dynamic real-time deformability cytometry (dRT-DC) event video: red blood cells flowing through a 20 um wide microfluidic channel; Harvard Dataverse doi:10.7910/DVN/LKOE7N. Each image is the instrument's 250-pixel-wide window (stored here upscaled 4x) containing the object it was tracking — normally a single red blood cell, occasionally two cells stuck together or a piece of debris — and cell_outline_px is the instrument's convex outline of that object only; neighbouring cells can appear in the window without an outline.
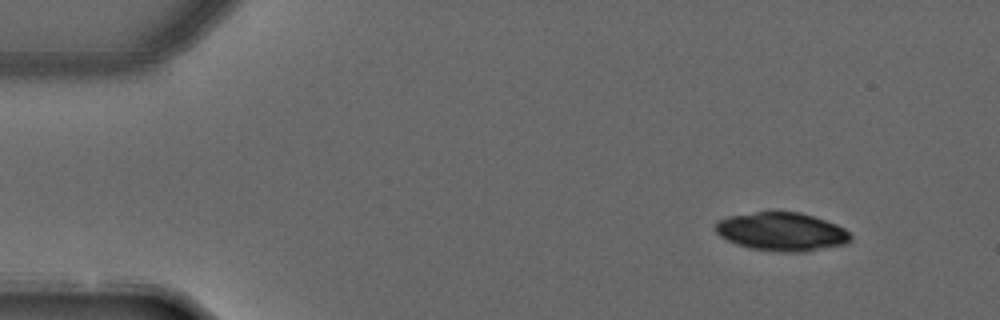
{"species": "common noctule bat (a hibernating species)", "species_latin": "Nyctalus noctula", "temperature_condition": "warm", "stored_images_in_passage": 4, "segment_of_instrument_passage": [1, 2], "camera_frame_rate_fps": 3000, "um_per_image_px": 0.085, "animal": {"sex": "male", "forearm_length_mm": 52.5}, "frame": {"image": 1, "passage_image": 1, "time_ms": 0.0, "image_size_px": [1000, 320], "cell_outline_px": [[852, 240], [844, 244], [804, 252], [780, 252], [752, 248], [736, 244], [720, 236], [716, 232], [716, 224], [720, 220], [728, 216], [772, 208], [800, 212], [836, 224], [844, 228], [852, 236]], "centroid_in_image_um": [66.44, 19.65], "position_along_channel_um": 18.6, "area_um2": 30.81}}